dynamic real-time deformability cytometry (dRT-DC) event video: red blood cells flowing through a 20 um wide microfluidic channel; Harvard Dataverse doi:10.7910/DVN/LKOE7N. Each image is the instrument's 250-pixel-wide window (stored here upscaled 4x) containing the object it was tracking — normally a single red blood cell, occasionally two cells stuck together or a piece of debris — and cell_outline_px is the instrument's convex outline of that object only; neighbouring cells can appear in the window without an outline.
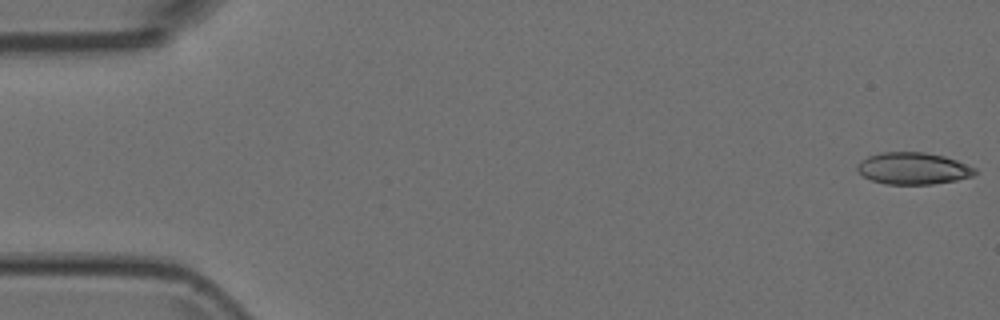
{"species": "Egyptian fruit bat (a non-hibernating species)", "species_latin": "Rousettus aegyptiacus", "temperature_condition": "room temperature", "stored_images_in_passage": 5, "camera_frame_rate_fps": 3000, "um_per_image_px": 0.085, "animal": {"sex": "female"}, "frame": {"image": 1, "passage_image": 1, "time_ms": 0.0, "image_size_px": [1000, 320], "cell_outline_px": [[976, 172], [972, 176], [956, 180], [932, 184], [888, 184], [872, 180], [864, 176], [856, 168], [868, 156], [880, 152], [924, 152], [944, 156], [956, 160], [976, 168]], "centroid_in_image_um": [77.65, 14.31], "position_along_channel_um": 7.4, "area_um2": 21.56}}
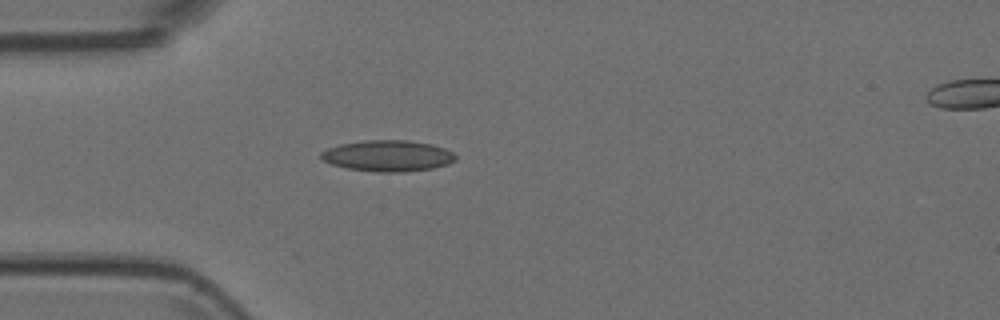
{"frame": {"image": 2, "passage_image": 5, "time_ms": 1.333, "image_size_px": [1000, 320], "cell_outline_px": [[456, 160], [448, 164], [432, 168], [400, 172], [376, 172], [348, 168], [332, 164], [320, 160], [320, 152], [328, 148], [340, 144], [364, 140], [408, 140], [432, 144], [444, 148], [452, 152], [456, 156]], "centroid_in_image_um": [32.95, 13.24], "position_along_channel_um": 52.1, "area_um2": 24.45}}